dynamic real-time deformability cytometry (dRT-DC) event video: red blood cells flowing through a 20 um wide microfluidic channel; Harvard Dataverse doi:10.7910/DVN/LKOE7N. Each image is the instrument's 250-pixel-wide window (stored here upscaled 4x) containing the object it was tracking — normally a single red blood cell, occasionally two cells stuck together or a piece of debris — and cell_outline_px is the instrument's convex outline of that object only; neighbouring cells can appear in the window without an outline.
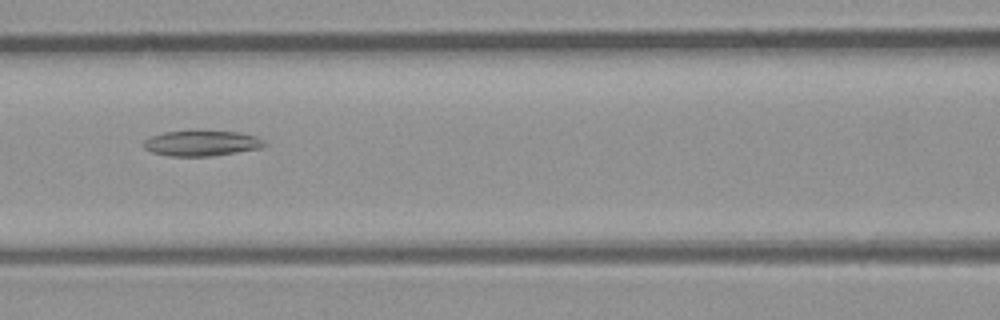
{"species": "common noctule bat (a hibernating species)", "species_latin": "Nyctalus noctula", "temperature_condition": "room temperature", "stored_images_in_passage": 7, "camera_frame_rate_fps": 3000, "um_per_image_px": 0.085, "animal": {"sex": "male", "body_mass_g": 23.1, "forearm_length_mm": 52.7}, "frame": {"image": 1, "passage_image": 6, "time_ms": 5.667, "image_size_px": [1000, 320], "cell_outline_px": [[268, 144], [260, 148], [212, 156], [168, 156], [152, 152], [144, 148], [140, 144], [144, 140], [152, 136], [164, 132], [236, 132], [256, 136], [264, 140]], "centroid_in_image_um": [17.11, 12.19], "position_along_channel_um": 149.5, "area_um2": 17.63}}
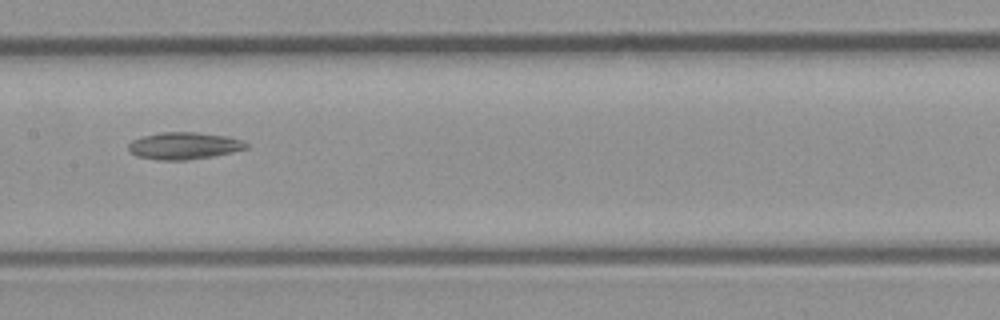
{"frame": {"image": 2, "passage_image": 7, "time_ms": 6.667, "image_size_px": [1000, 320], "cell_outline_px": [[248, 148], [232, 152], [212, 156], [188, 160], [156, 160], [136, 156], [128, 148], [128, 144], [132, 140], [144, 136], [160, 132], [196, 132], [228, 136], [244, 140], [248, 144]], "centroid_in_image_um": [15.66, 12.39], "position_along_channel_um": 191.7, "area_um2": 18.67}}